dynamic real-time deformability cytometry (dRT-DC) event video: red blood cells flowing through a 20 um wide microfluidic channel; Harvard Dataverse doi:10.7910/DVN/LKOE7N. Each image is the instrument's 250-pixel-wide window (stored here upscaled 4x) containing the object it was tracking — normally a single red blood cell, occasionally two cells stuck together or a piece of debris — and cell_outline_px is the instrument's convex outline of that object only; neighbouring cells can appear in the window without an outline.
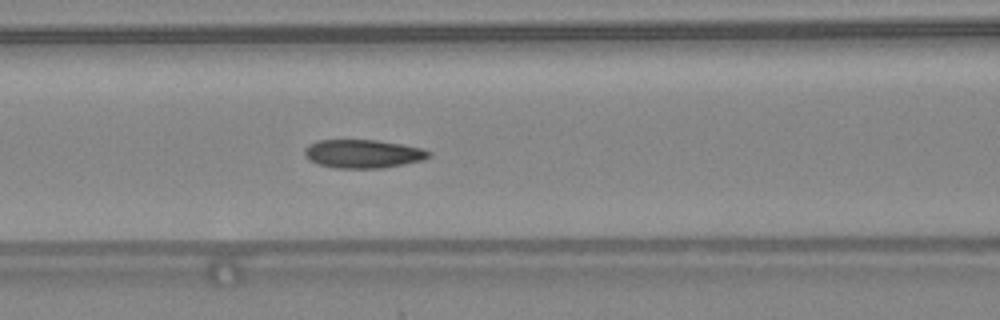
{"species": "common noctule bat (a hibernating species)", "species_latin": "Nyctalus noctula", "temperature_condition": "warm", "stored_images_in_passage": 48, "camera_frame_rate_fps": 3000, "um_per_image_px": 0.085, "animal": {"sex": "female", "body_mass_g": 24.6, "forearm_length_mm": 56.2}, "frame": {"image": 1, "passage_image": 21, "time_ms": 6.667, "image_size_px": [1000, 320], "cell_outline_px": [[432, 156], [424, 160], [384, 168], [336, 168], [316, 164], [308, 160], [304, 156], [304, 148], [308, 144], [316, 140], [376, 140], [424, 148], [432, 152]], "centroid_in_image_um": [30.85, 13.07], "position_along_channel_um": 135.8, "area_um2": 20.98}}
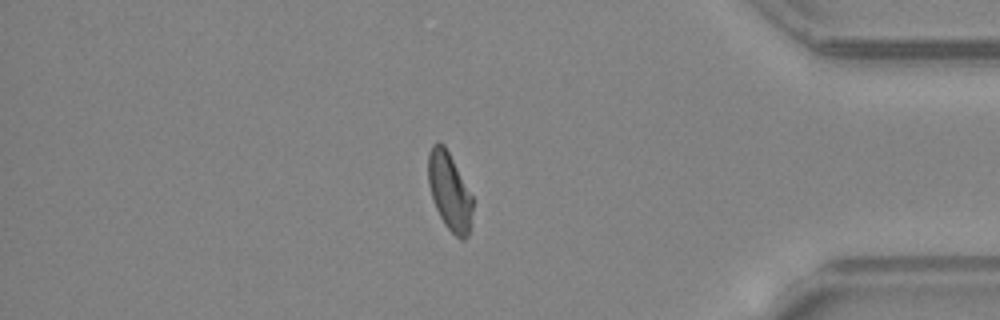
{"frame": {"image": 2, "passage_image": 41, "time_ms": 13.333, "image_size_px": [1000, 320], "cell_outline_px": [[472, 212], [468, 236], [464, 240], [460, 240], [444, 224], [436, 208], [428, 184], [428, 152], [432, 144], [436, 140], [440, 140], [444, 144], [472, 196]], "centroid_in_image_um": [38.18, 16.24], "position_along_channel_um": 397.0, "area_um2": 20.0}}
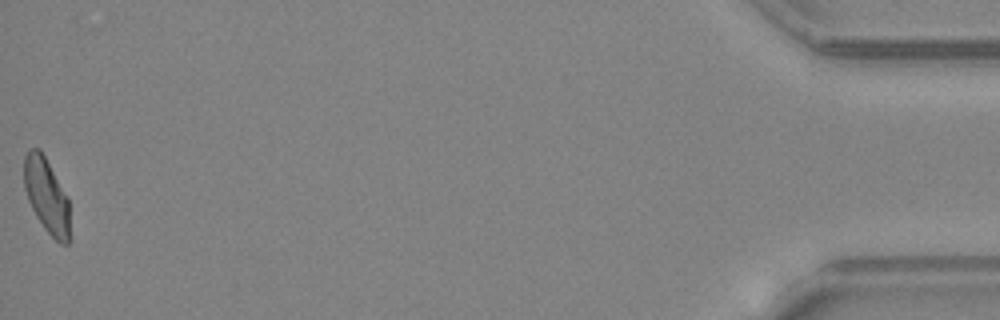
{"frame": {"image": 3, "passage_image": 48, "time_ms": 15.667, "image_size_px": [1000, 320], "cell_outline_px": [[72, 240], [68, 244], [60, 244], [44, 228], [36, 216], [28, 200], [24, 188], [24, 156], [28, 148], [40, 148], [68, 196]], "centroid_in_image_um": [4.0, 16.66], "position_along_channel_um": 431.2, "area_um2": 20.52}, "authors_computed_cell_mechanics": {"area_um2": 20.4901, "velocity_mm_per_s": 4.3871, "shape_relaxation_time_tau1_ms": 8.6277, "shape_relaxation_time_tau2_ms": 1.8103, "deformation_change_tau1": 0.1954, "deformation_change_tau2": 0.0803}}